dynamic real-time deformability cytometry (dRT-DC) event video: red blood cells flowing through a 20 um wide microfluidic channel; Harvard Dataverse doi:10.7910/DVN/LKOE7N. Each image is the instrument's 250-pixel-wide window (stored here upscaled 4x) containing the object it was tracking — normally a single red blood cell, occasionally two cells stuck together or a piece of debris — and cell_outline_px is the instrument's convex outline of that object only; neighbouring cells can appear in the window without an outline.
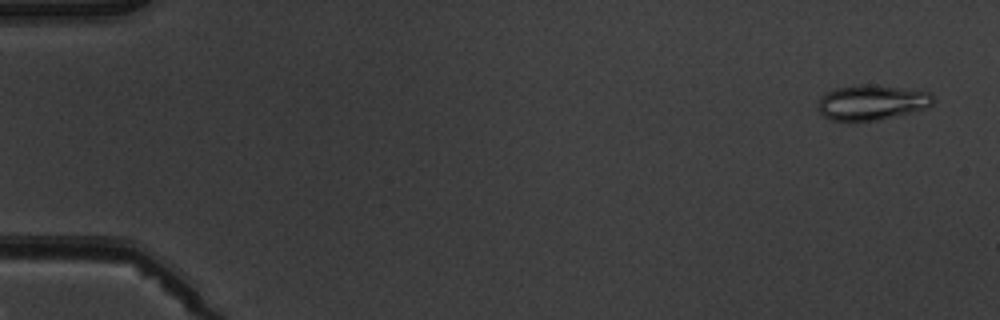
{"species": "common noctule bat (a hibernating species)", "species_latin": "Nyctalus noctula", "temperature_condition": "warm", "stored_images_in_passage": 5, "camera_frame_rate_fps": 3000, "um_per_image_px": 0.085, "animal": {"sex": "male", "body_mass_g": 19.5, "forearm_length_mm": 54.6}, "frame": {"image": 1, "passage_image": 1, "time_ms": 0.0, "image_size_px": [1000, 320], "cell_outline_px": [[936, 100], [928, 108], [880, 120], [848, 124], [828, 120], [816, 108], [820, 96], [832, 88], [856, 84], [868, 84], [928, 92]], "centroid_in_image_um": [74.0, 8.75], "position_along_channel_um": 11.0, "area_um2": 24.45}}
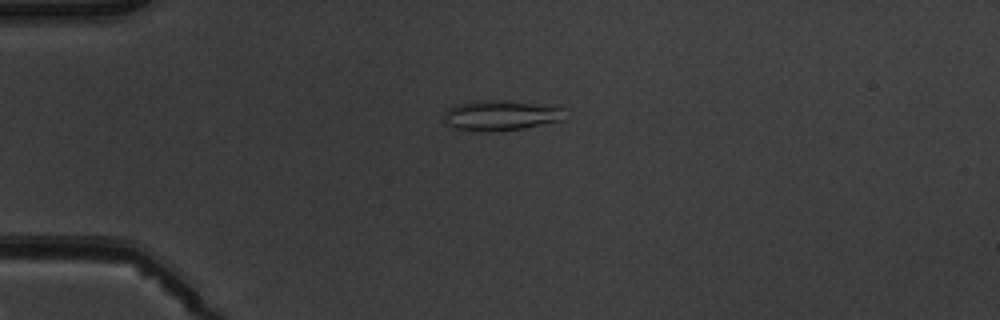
{"frame": {"image": 2, "passage_image": 4, "time_ms": 3.667, "image_size_px": [1000, 320], "cell_outline_px": [[564, 120], [524, 128], [488, 132], [456, 128], [448, 124], [444, 120], [444, 112], [448, 108], [456, 104], [480, 100], [508, 100], [556, 104], [564, 108]], "centroid_in_image_um": [42.65, 9.78], "position_along_channel_um": 42.3, "area_um2": 21.79}}